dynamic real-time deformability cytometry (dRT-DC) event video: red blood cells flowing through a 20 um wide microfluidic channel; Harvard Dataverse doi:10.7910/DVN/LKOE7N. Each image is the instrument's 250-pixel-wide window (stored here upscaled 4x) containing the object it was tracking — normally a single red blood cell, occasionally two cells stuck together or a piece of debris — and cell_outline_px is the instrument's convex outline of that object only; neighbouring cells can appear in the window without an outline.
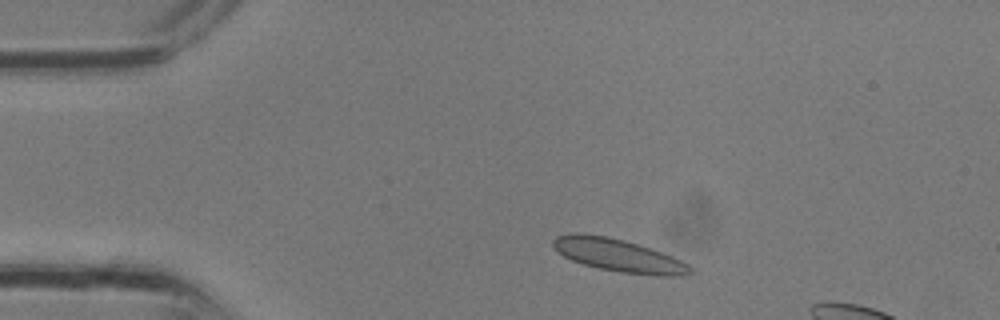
{"species": "common noctule bat (a hibernating species)", "species_latin": "Nyctalus noctula", "temperature_condition": "room temperature", "stored_images_in_passage": 3, "camera_frame_rate_fps": 3000, "um_per_image_px": 0.085, "animal": {"sex": "male", "body_mass_g": 13.3}, "frame": {"image": 1, "passage_image": 1, "time_ms": 0.0, "image_size_px": [1000, 320], "cell_outline_px": [[696, 272], [680, 276], [660, 276], [620, 272], [600, 268], [584, 264], [572, 260], [564, 256], [552, 244], [552, 240], [556, 236], [572, 232], [584, 232], [608, 236], [624, 240], [672, 256], [688, 264]], "centroid_in_image_um": [52.57, 21.69], "position_along_channel_um": 32.4, "area_um2": 26.13}}